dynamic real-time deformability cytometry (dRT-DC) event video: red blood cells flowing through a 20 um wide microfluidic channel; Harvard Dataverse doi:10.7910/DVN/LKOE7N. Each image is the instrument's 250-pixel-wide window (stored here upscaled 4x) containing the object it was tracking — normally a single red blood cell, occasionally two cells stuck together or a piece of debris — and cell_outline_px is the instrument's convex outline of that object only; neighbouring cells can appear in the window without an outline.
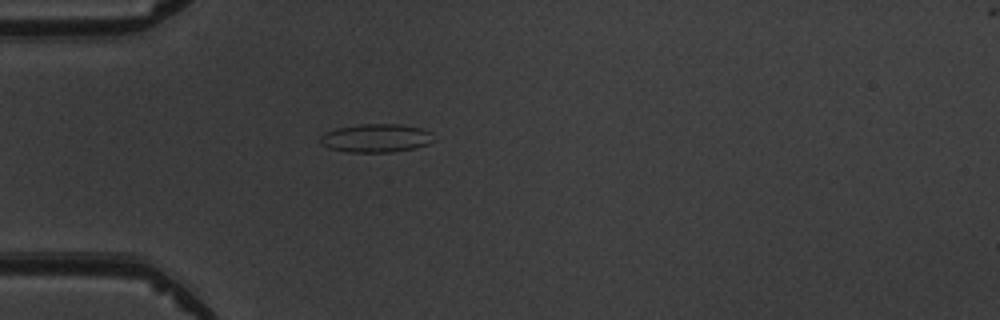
{"species": "common noctule bat (a hibernating species)", "species_latin": "Nyctalus noctula", "temperature_condition": "warm", "stored_images_in_passage": 5, "camera_frame_rate_fps": 3000, "um_per_image_px": 0.085, "animal": {"sex": "male", "body_mass_g": 19.5, "forearm_length_mm": 54.6}, "frame": {"image": 1, "passage_image": 4, "time_ms": 4.333, "image_size_px": [1000, 320], "cell_outline_px": [[436, 140], [428, 144], [416, 148], [392, 152], [348, 152], [328, 148], [320, 144], [320, 136], [324, 132], [336, 128], [360, 124], [396, 124], [424, 128], [432, 132]], "centroid_in_image_um": [31.99, 11.74], "position_along_channel_um": 53.0, "area_um2": 19.13}}